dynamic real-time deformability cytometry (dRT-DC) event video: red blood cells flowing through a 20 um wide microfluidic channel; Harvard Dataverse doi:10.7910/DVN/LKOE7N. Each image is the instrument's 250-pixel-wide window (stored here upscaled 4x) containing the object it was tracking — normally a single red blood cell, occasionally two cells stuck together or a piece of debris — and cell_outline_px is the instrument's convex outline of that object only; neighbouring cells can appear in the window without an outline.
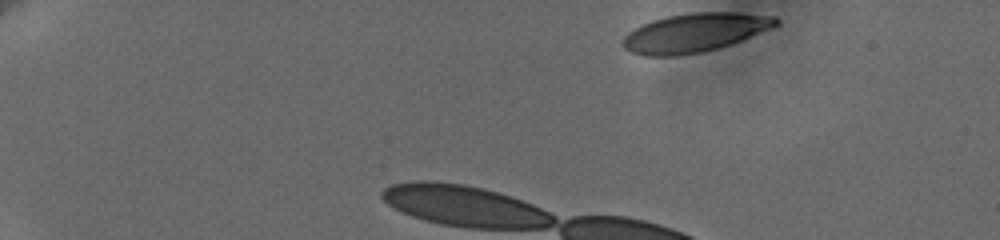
{"species": "human", "species_latin": "Homo sapiens", "temperature_condition": "cold", "stored_images_in_passage": 9, "camera_frame_rate_fps": 3000, "um_per_image_px": 0.085, "donor": {"sex": "female"}, "frame": {"image": 1, "passage_image": 1, "time_ms": 0.0, "image_size_px": [1000, 240], "cell_outline_px": [[780, 24], [772, 28], [732, 44], [700, 52], [676, 56], [644, 56], [632, 52], [624, 48], [620, 44], [624, 36], [628, 32], [640, 24], [652, 20], [668, 16], [692, 12], [736, 12], [776, 16], [780, 20]], "centroid_in_image_um": [59.05, 2.77], "position_along_channel_um": 25.9, "area_um2": 34.85}}
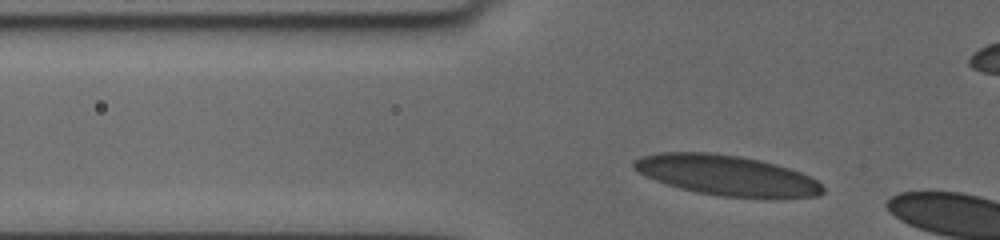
{"frame": {"image": 2, "passage_image": 6, "time_ms": 1.667, "image_size_px": [1000, 240], "cell_outline_px": [[824, 192], [816, 196], [720, 196], [696, 192], [680, 188], [656, 180], [632, 168], [632, 160], [644, 156], [660, 152], [708, 152], [740, 156], [760, 160], [776, 164], [800, 172], [816, 180], [824, 188]], "centroid_in_image_um": [61.71, 14.87], "position_along_channel_um": 64.1, "area_um2": 43.35}}